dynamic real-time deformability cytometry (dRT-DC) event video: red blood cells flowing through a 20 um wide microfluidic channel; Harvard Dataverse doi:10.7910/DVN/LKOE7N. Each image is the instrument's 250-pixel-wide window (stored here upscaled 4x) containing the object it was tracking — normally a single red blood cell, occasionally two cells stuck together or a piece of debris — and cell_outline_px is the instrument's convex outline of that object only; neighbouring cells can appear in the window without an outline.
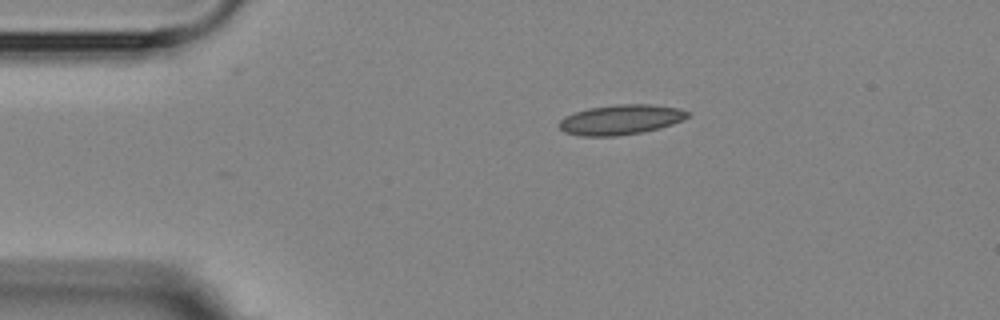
{"species": "Egyptian fruit bat (a non-hibernating species)", "species_latin": "Rousettus aegyptiacus", "temperature_condition": "room temperature", "stored_images_in_passage": 4, "camera_frame_rate_fps": 3000, "um_per_image_px": 0.085, "animal": {"sex": "female"}, "frame": {"image": 1, "passage_image": 1, "time_ms": 0.0, "image_size_px": [1000, 320], "cell_outline_px": [[688, 116], [672, 124], [660, 128], [644, 132], [616, 136], [580, 136], [564, 132], [560, 128], [560, 120], [564, 116], [588, 108], [616, 104], [652, 104], [680, 108], [688, 112]], "centroid_in_image_um": [52.75, 10.17], "position_along_channel_um": 32.3, "area_um2": 22.43}}
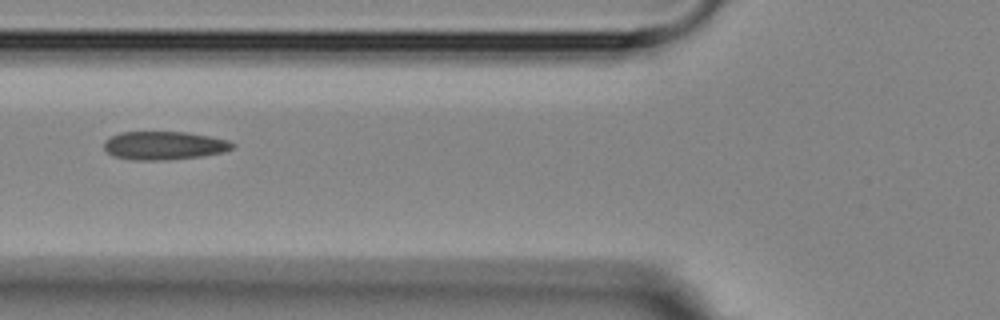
{"frame": {"image": 2, "passage_image": 3, "time_ms": 3.333, "image_size_px": [1000, 320], "cell_outline_px": [[236, 144], [232, 148], [224, 152], [200, 156], [164, 160], [132, 160], [112, 156], [104, 148], [104, 140], [120, 132], [188, 132], [228, 140]], "centroid_in_image_um": [13.93, 12.37], "position_along_channel_um": 111.9, "area_um2": 21.21}}
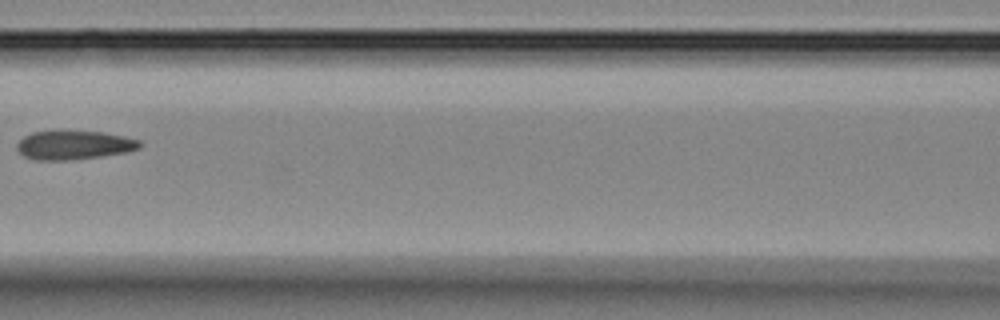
{"frame": {"image": 3, "passage_image": 4, "time_ms": 4.667, "image_size_px": [1000, 320], "cell_outline_px": [[144, 144], [140, 148], [124, 152], [100, 156], [68, 160], [36, 160], [24, 156], [16, 148], [16, 144], [24, 136], [32, 132], [104, 132], [124, 136], [140, 140]], "centroid_in_image_um": [6.3, 12.34], "position_along_channel_um": 160.3, "area_um2": 20.35}}